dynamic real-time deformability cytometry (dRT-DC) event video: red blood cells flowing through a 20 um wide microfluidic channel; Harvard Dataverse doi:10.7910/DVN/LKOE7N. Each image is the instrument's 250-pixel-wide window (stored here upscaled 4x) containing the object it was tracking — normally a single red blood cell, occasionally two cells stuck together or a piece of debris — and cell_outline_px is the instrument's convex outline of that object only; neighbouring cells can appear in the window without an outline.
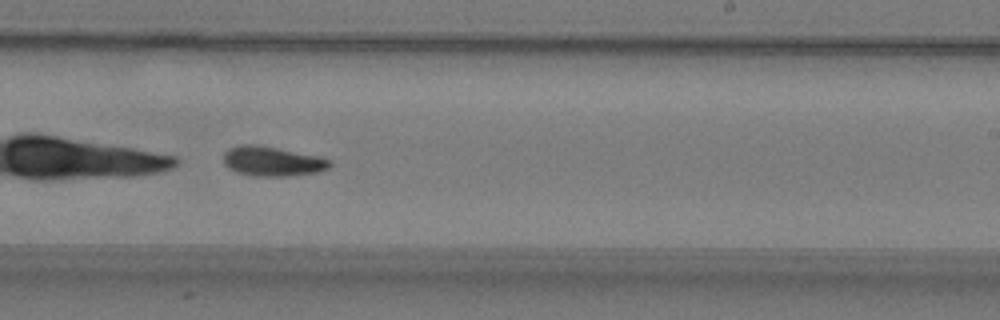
{"species": "common noctule bat (a hibernating species)", "species_latin": "Nyctalus noctula", "temperature_condition": "warm", "stored_images_in_passage": 36, "camera_frame_rate_fps": 3000, "um_per_image_px": 0.085, "animal": {"sex": "male", "body_mass_g": 19.2, "forearm_length_mm": 51.8}, "frame": {"image": 1, "passage_image": 16, "time_ms": 5.0, "image_size_px": [1000, 320], "cell_outline_px": [[332, 164], [328, 168], [320, 172], [288, 176], [252, 176], [236, 172], [228, 168], [224, 164], [224, 152], [228, 148], [240, 144], [260, 144], [320, 156], [332, 160]], "centroid_in_image_um": [23.16, 13.7], "position_along_channel_um": 265.8, "area_um2": 18.84}}
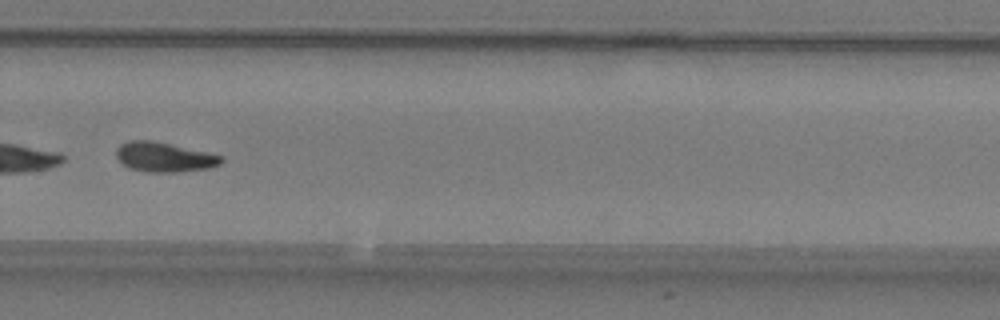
{"frame": {"image": 2, "passage_image": 20, "time_ms": 6.333, "image_size_px": [1000, 320], "cell_outline_px": [[224, 160], [220, 164], [208, 168], [176, 172], [148, 172], [128, 168], [116, 156], [116, 148], [120, 144], [132, 140], [152, 140], [208, 152], [224, 156]], "centroid_in_image_um": [13.97, 13.35], "position_along_channel_um": 315.8, "area_um2": 18.15}}